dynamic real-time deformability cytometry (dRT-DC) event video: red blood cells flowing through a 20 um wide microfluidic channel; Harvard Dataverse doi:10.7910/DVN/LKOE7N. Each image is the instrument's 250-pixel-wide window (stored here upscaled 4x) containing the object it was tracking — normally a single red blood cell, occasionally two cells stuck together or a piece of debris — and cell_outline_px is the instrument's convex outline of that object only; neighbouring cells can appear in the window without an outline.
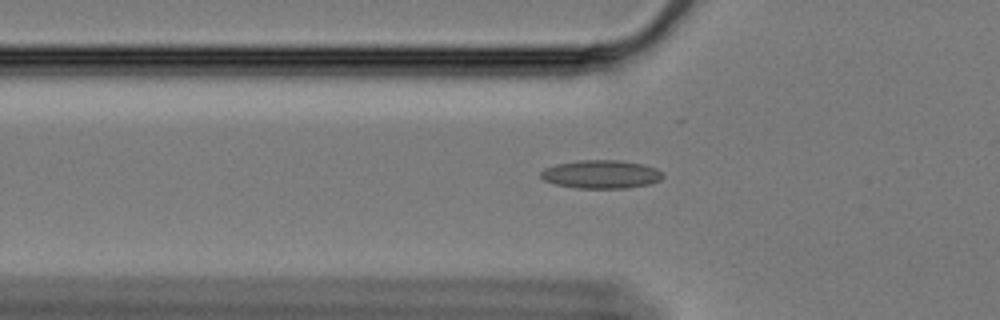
{"species": "Egyptian fruit bat (a non-hibernating species)", "species_latin": "Rousettus aegyptiacus", "temperature_condition": "cold", "stored_images_in_passage": 48, "camera_frame_rate_fps": 3000, "um_per_image_px": 0.085, "animal": {"sex": "female"}, "frame": {"image": 1, "passage_image": 8, "time_ms": 2.333, "image_size_px": [1000, 320], "cell_outline_px": [[664, 176], [660, 180], [648, 184], [624, 188], [576, 188], [556, 184], [544, 180], [540, 176], [540, 172], [544, 168], [556, 164], [580, 160], [616, 160], [644, 164], [656, 168], [664, 172]], "centroid_in_image_um": [51.1, 14.81], "position_along_channel_um": 74.7, "area_um2": 20.17}}
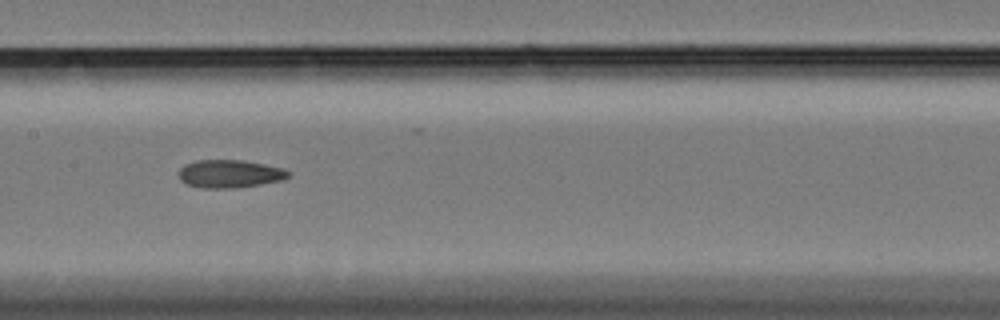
{"frame": {"image": 2, "passage_image": 18, "time_ms": 5.667, "image_size_px": [1000, 320], "cell_outline_px": [[288, 176], [280, 180], [260, 184], [232, 188], [204, 188], [188, 184], [180, 180], [180, 168], [184, 164], [196, 160], [240, 160], [264, 164], [284, 168], [288, 172]], "centroid_in_image_um": [19.49, 14.76], "position_along_channel_um": 187.9, "area_um2": 17.57}}
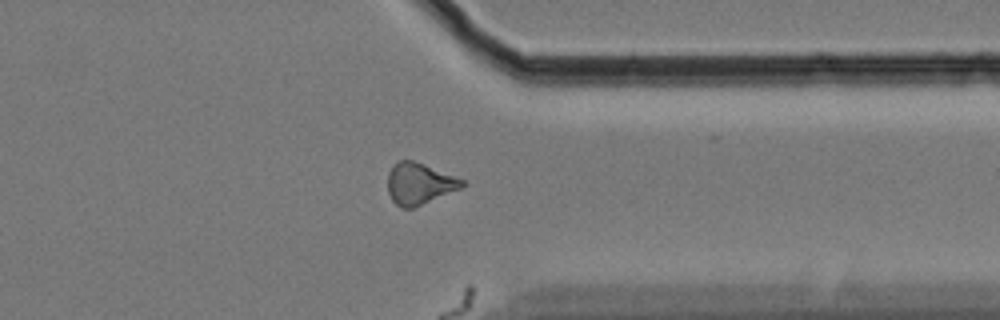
{"frame": {"image": 3, "passage_image": 35, "time_ms": 11.333, "image_size_px": [1000, 320], "cell_outline_px": [[464, 184], [460, 188], [412, 208], [404, 208], [396, 204], [392, 200], [388, 192], [388, 172], [392, 164], [396, 160], [412, 160], [424, 164], [464, 180]], "centroid_in_image_um": [35.58, 15.58], "position_along_channel_um": 375.8, "area_um2": 17.69}}